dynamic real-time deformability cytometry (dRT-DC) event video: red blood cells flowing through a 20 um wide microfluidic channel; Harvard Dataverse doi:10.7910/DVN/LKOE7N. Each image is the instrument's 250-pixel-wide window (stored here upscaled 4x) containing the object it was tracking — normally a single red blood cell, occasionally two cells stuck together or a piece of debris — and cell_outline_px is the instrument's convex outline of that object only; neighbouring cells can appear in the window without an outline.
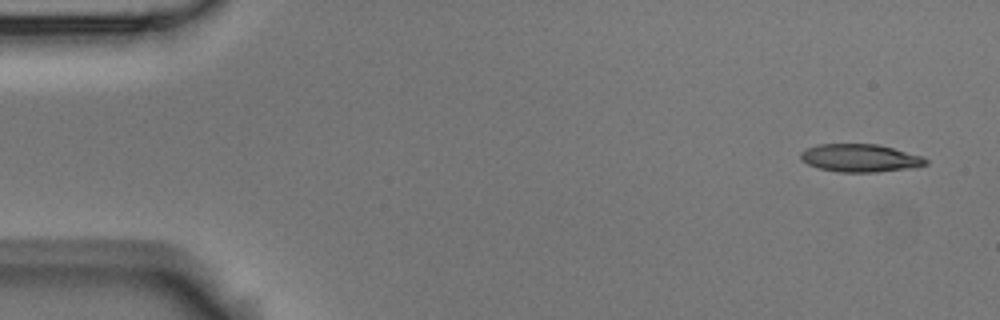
{"species": "Egyptian fruit bat (a non-hibernating species)", "species_latin": "Rousettus aegyptiacus", "temperature_condition": "room temperature", "stored_images_in_passage": 5, "camera_frame_rate_fps": 3000, "um_per_image_px": 0.085, "animal": {"sex": "male"}, "frame": {"image": 1, "passage_image": 1, "time_ms": 0.0, "image_size_px": [1000, 320], "cell_outline_px": [[928, 164], [916, 168], [876, 172], [840, 172], [820, 168], [808, 164], [800, 160], [800, 152], [816, 144], [876, 144], [924, 156], [928, 160]], "centroid_in_image_um": [73.15, 13.44], "position_along_channel_um": 11.9, "area_um2": 20.46}}
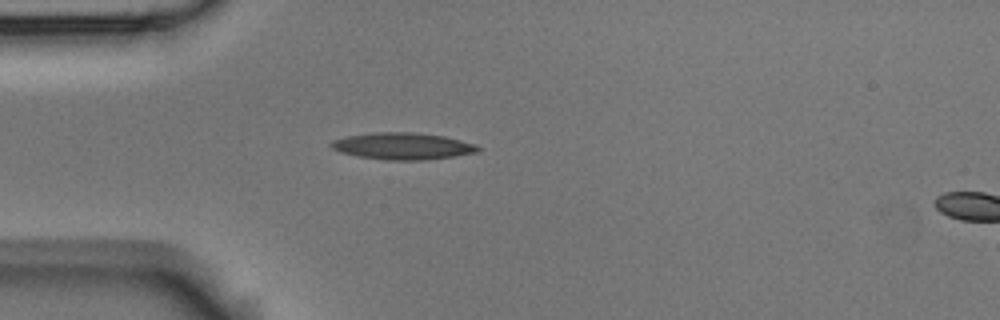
{"frame": {"image": 2, "passage_image": 4, "time_ms": 1.0, "image_size_px": [1000, 320], "cell_outline_px": [[480, 152], [452, 156], [420, 160], [388, 160], [356, 156], [340, 152], [332, 148], [328, 144], [332, 140], [348, 136], [372, 132], [412, 132], [444, 136], [476, 144], [480, 148]], "centroid_in_image_um": [34.2, 12.41], "position_along_channel_um": 50.8, "area_um2": 22.89}}